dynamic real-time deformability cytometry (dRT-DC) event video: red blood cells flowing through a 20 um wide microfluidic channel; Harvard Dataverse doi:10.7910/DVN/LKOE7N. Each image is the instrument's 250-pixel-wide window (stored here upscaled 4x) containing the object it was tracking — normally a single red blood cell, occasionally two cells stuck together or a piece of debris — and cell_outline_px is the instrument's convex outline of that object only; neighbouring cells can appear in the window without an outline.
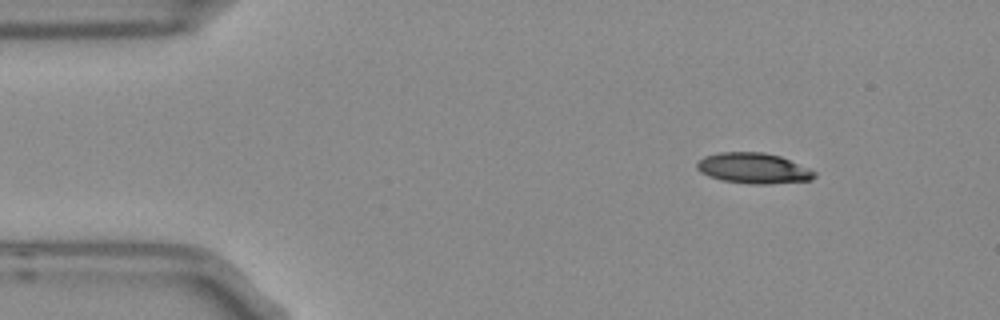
{"species": "Egyptian fruit bat (a non-hibernating species)", "species_latin": "Rousettus aegyptiacus", "temperature_condition": "room temperature", "stored_images_in_passage": 4, "camera_frame_rate_fps": 3000, "um_per_image_px": 0.085, "frame": {"image": 1, "passage_image": 1, "time_ms": 0.0, "image_size_px": [1000, 320], "cell_outline_px": [[816, 176], [812, 180], [768, 184], [748, 184], [720, 180], [708, 176], [700, 172], [696, 168], [696, 164], [704, 156], [720, 152], [764, 152], [780, 156], [808, 168], [816, 172]], "centroid_in_image_um": [64.03, 14.31], "position_along_channel_um": 21.0, "area_um2": 21.04}}
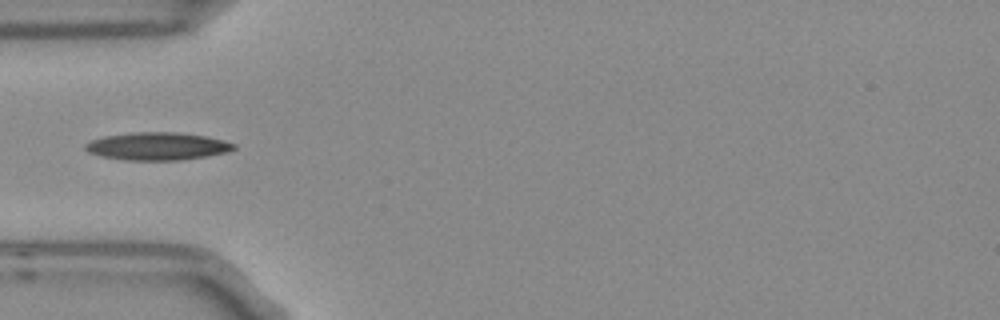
{"frame": {"image": 2, "passage_image": 4, "time_ms": 1.0, "image_size_px": [1000, 320], "cell_outline_px": [[236, 148], [228, 152], [208, 156], [180, 160], [124, 160], [100, 156], [88, 152], [84, 148], [84, 144], [92, 140], [104, 136], [132, 132], [176, 132], [204, 136], [236, 144]], "centroid_in_image_um": [13.35, 12.43], "position_along_channel_um": 71.7, "area_um2": 23.99}}